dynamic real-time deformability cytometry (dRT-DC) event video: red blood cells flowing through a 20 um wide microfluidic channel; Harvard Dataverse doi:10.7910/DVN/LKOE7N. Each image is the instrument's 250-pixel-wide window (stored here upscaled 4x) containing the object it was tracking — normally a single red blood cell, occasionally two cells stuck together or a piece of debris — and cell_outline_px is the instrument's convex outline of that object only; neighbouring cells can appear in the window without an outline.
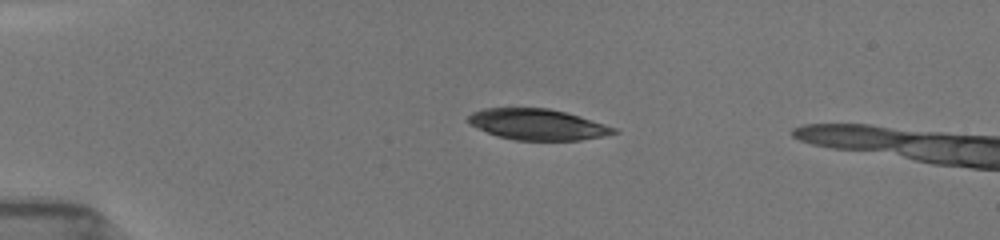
{"species": "common noctule bat (a hibernating species)", "species_latin": "Nyctalus noctula", "temperature_condition": "room temperature", "stored_images_in_passage": 17, "camera_frame_rate_fps": 3000, "um_per_image_px": 0.085, "animal": {"sex": "female", "body_mass_g": 19.5, "forearm_length_mm": 54.1}, "frame": {"image": 1, "passage_image": 12, "time_ms": 3.667, "image_size_px": [1000, 240], "cell_outline_px": [[620, 132], [580, 140], [516, 140], [496, 136], [472, 124], [468, 120], [468, 116], [472, 112], [484, 108], [548, 108], [564, 112], [604, 124], [616, 128]], "centroid_in_image_um": [45.68, 10.58], "position_along_channel_um": 39.3, "area_um2": 25.78}}